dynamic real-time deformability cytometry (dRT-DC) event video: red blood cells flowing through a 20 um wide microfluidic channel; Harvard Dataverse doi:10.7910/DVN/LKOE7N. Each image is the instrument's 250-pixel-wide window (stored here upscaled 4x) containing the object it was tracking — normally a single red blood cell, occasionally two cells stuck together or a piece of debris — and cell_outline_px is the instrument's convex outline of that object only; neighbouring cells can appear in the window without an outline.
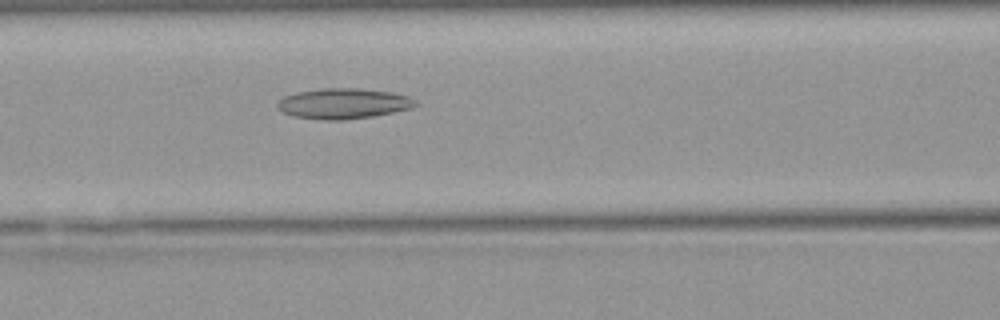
{"species": "Egyptian fruit bat (a non-hibernating species)", "species_latin": "Rousettus aegyptiacus", "temperature_condition": "warm", "stored_images_in_passage": 35, "camera_frame_rate_fps": 3000, "um_per_image_px": 0.085, "animal": {"sex": "female"}, "frame": {"image": 1, "passage_image": 14, "time_ms": 4.333, "image_size_px": [1000, 320], "cell_outline_px": [[416, 104], [412, 108], [372, 116], [340, 120], [324, 120], [292, 116], [276, 108], [276, 104], [284, 96], [296, 92], [324, 88], [360, 88], [392, 92], [408, 96], [416, 100]], "centroid_in_image_um": [29.16, 8.79], "position_along_channel_um": 137.4, "area_um2": 24.45}}
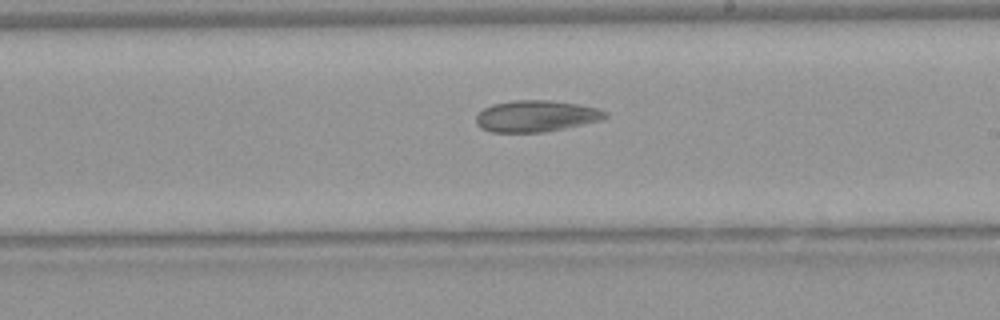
{"frame": {"image": 2, "passage_image": 22, "time_ms": 7.0, "image_size_px": [1000, 320], "cell_outline_px": [[608, 116], [600, 120], [564, 128], [544, 132], [492, 132], [480, 128], [476, 124], [476, 116], [484, 108], [492, 104], [512, 100], [548, 100], [576, 104], [596, 108], [608, 112]], "centroid_in_image_um": [45.53, 9.87], "position_along_channel_um": 243.5, "area_um2": 23.52}}
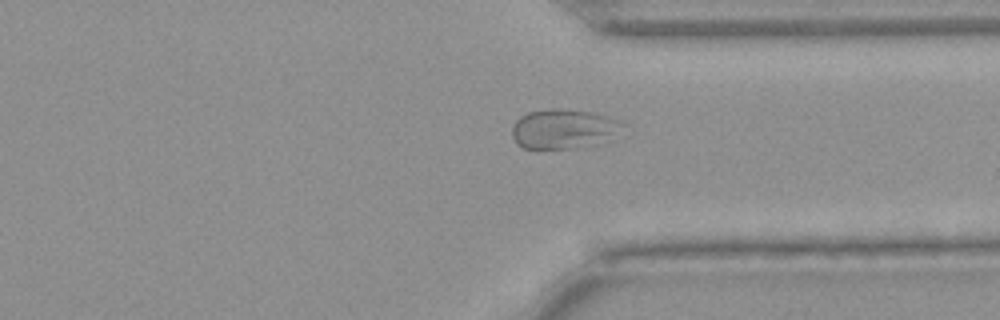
{"frame": {"image": 3, "passage_image": 31, "time_ms": 10.0, "image_size_px": [1000, 320], "cell_outline_px": [[628, 124], [600, 144], [572, 148], [520, 148], [516, 144], [512, 136], [512, 128], [516, 120], [520, 116], [528, 112], [548, 108], [568, 108], [608, 116], [620, 120]], "centroid_in_image_um": [47.89, 10.94], "position_along_channel_um": 363.5, "area_um2": 25.78}}